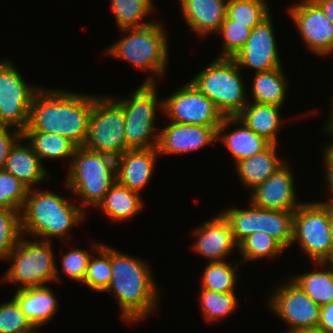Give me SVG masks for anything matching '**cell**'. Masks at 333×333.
Here are the masks:
<instances>
[{
    "label": "cell",
    "instance_id": "6da1fadb",
    "mask_svg": "<svg viewBox=\"0 0 333 333\" xmlns=\"http://www.w3.org/2000/svg\"><path fill=\"white\" fill-rule=\"evenodd\" d=\"M94 95L41 88L35 93L27 127L68 138L77 147L86 142Z\"/></svg>",
    "mask_w": 333,
    "mask_h": 333
},
{
    "label": "cell",
    "instance_id": "7a4b0ae2",
    "mask_svg": "<svg viewBox=\"0 0 333 333\" xmlns=\"http://www.w3.org/2000/svg\"><path fill=\"white\" fill-rule=\"evenodd\" d=\"M146 262L111 248V281L106 291L114 292L121 318L128 323L144 321L159 302V289Z\"/></svg>",
    "mask_w": 333,
    "mask_h": 333
},
{
    "label": "cell",
    "instance_id": "3957f363",
    "mask_svg": "<svg viewBox=\"0 0 333 333\" xmlns=\"http://www.w3.org/2000/svg\"><path fill=\"white\" fill-rule=\"evenodd\" d=\"M52 191L29 189L21 213L22 234L42 241L71 238V229L83 221L85 211Z\"/></svg>",
    "mask_w": 333,
    "mask_h": 333
},
{
    "label": "cell",
    "instance_id": "277c9868",
    "mask_svg": "<svg viewBox=\"0 0 333 333\" xmlns=\"http://www.w3.org/2000/svg\"><path fill=\"white\" fill-rule=\"evenodd\" d=\"M123 35L111 47L105 49L106 55L131 62L133 66L150 71L143 83H157V78L165 77L169 46L166 30L160 22L143 27L120 29ZM129 32V33H128Z\"/></svg>",
    "mask_w": 333,
    "mask_h": 333
},
{
    "label": "cell",
    "instance_id": "5b68a950",
    "mask_svg": "<svg viewBox=\"0 0 333 333\" xmlns=\"http://www.w3.org/2000/svg\"><path fill=\"white\" fill-rule=\"evenodd\" d=\"M65 185L81 200V207L96 206L116 179V158L84 146L75 149L69 162Z\"/></svg>",
    "mask_w": 333,
    "mask_h": 333
},
{
    "label": "cell",
    "instance_id": "8992f818",
    "mask_svg": "<svg viewBox=\"0 0 333 333\" xmlns=\"http://www.w3.org/2000/svg\"><path fill=\"white\" fill-rule=\"evenodd\" d=\"M241 70L232 58L217 57L190 82L224 117H237L249 102Z\"/></svg>",
    "mask_w": 333,
    "mask_h": 333
},
{
    "label": "cell",
    "instance_id": "52a82bcc",
    "mask_svg": "<svg viewBox=\"0 0 333 333\" xmlns=\"http://www.w3.org/2000/svg\"><path fill=\"white\" fill-rule=\"evenodd\" d=\"M52 242L22 238L5 260L12 262L3 281L15 283L18 289L46 286L44 283L58 281Z\"/></svg>",
    "mask_w": 333,
    "mask_h": 333
},
{
    "label": "cell",
    "instance_id": "ba28073f",
    "mask_svg": "<svg viewBox=\"0 0 333 333\" xmlns=\"http://www.w3.org/2000/svg\"><path fill=\"white\" fill-rule=\"evenodd\" d=\"M156 83H142L135 93L125 100L113 99L122 107L125 117V145L127 150L150 149L158 145L159 132L155 133L156 110H163V100L157 99ZM161 107V108H160Z\"/></svg>",
    "mask_w": 333,
    "mask_h": 333
},
{
    "label": "cell",
    "instance_id": "9c48e42d",
    "mask_svg": "<svg viewBox=\"0 0 333 333\" xmlns=\"http://www.w3.org/2000/svg\"><path fill=\"white\" fill-rule=\"evenodd\" d=\"M248 203L247 209L236 207L221 211L230 224L237 244L251 234L265 232L286 250L292 246L294 211L262 209Z\"/></svg>",
    "mask_w": 333,
    "mask_h": 333
},
{
    "label": "cell",
    "instance_id": "30bf717a",
    "mask_svg": "<svg viewBox=\"0 0 333 333\" xmlns=\"http://www.w3.org/2000/svg\"><path fill=\"white\" fill-rule=\"evenodd\" d=\"M124 131L125 117L122 107L108 95H94L88 135L83 146L90 151L117 158L127 150Z\"/></svg>",
    "mask_w": 333,
    "mask_h": 333
},
{
    "label": "cell",
    "instance_id": "8fae6325",
    "mask_svg": "<svg viewBox=\"0 0 333 333\" xmlns=\"http://www.w3.org/2000/svg\"><path fill=\"white\" fill-rule=\"evenodd\" d=\"M313 263L326 262L332 254L329 206L319 202L302 203L294 211L293 241Z\"/></svg>",
    "mask_w": 333,
    "mask_h": 333
},
{
    "label": "cell",
    "instance_id": "7c38bea8",
    "mask_svg": "<svg viewBox=\"0 0 333 333\" xmlns=\"http://www.w3.org/2000/svg\"><path fill=\"white\" fill-rule=\"evenodd\" d=\"M25 83L10 60L0 61V124L22 132L28 125L35 93L40 89Z\"/></svg>",
    "mask_w": 333,
    "mask_h": 333
},
{
    "label": "cell",
    "instance_id": "4fadbf2b",
    "mask_svg": "<svg viewBox=\"0 0 333 333\" xmlns=\"http://www.w3.org/2000/svg\"><path fill=\"white\" fill-rule=\"evenodd\" d=\"M163 100V112L171 122L220 126L224 116L190 81Z\"/></svg>",
    "mask_w": 333,
    "mask_h": 333
},
{
    "label": "cell",
    "instance_id": "5bb4252c",
    "mask_svg": "<svg viewBox=\"0 0 333 333\" xmlns=\"http://www.w3.org/2000/svg\"><path fill=\"white\" fill-rule=\"evenodd\" d=\"M279 285L270 294L268 308L285 321L288 331L318 327L321 307L316 304L293 280Z\"/></svg>",
    "mask_w": 333,
    "mask_h": 333
},
{
    "label": "cell",
    "instance_id": "9a60e30c",
    "mask_svg": "<svg viewBox=\"0 0 333 333\" xmlns=\"http://www.w3.org/2000/svg\"><path fill=\"white\" fill-rule=\"evenodd\" d=\"M306 47L315 54L333 53V24L314 0H300L288 9Z\"/></svg>",
    "mask_w": 333,
    "mask_h": 333
},
{
    "label": "cell",
    "instance_id": "2e32d148",
    "mask_svg": "<svg viewBox=\"0 0 333 333\" xmlns=\"http://www.w3.org/2000/svg\"><path fill=\"white\" fill-rule=\"evenodd\" d=\"M271 16L251 29L245 46L232 57L239 68H253L257 73L282 67Z\"/></svg>",
    "mask_w": 333,
    "mask_h": 333
},
{
    "label": "cell",
    "instance_id": "e0dca14e",
    "mask_svg": "<svg viewBox=\"0 0 333 333\" xmlns=\"http://www.w3.org/2000/svg\"><path fill=\"white\" fill-rule=\"evenodd\" d=\"M295 178L285 160L271 176L251 190V202L262 209L295 211L302 203L296 198Z\"/></svg>",
    "mask_w": 333,
    "mask_h": 333
},
{
    "label": "cell",
    "instance_id": "ac0fdd59",
    "mask_svg": "<svg viewBox=\"0 0 333 333\" xmlns=\"http://www.w3.org/2000/svg\"><path fill=\"white\" fill-rule=\"evenodd\" d=\"M219 126H201L171 122L158 135L159 155L184 154L212 145Z\"/></svg>",
    "mask_w": 333,
    "mask_h": 333
},
{
    "label": "cell",
    "instance_id": "d6986e66",
    "mask_svg": "<svg viewBox=\"0 0 333 333\" xmlns=\"http://www.w3.org/2000/svg\"><path fill=\"white\" fill-rule=\"evenodd\" d=\"M215 216L193 231L197 235L193 250L208 262L224 261L233 249L238 248L228 220L221 212Z\"/></svg>",
    "mask_w": 333,
    "mask_h": 333
},
{
    "label": "cell",
    "instance_id": "ffe728a7",
    "mask_svg": "<svg viewBox=\"0 0 333 333\" xmlns=\"http://www.w3.org/2000/svg\"><path fill=\"white\" fill-rule=\"evenodd\" d=\"M157 156H159L157 147L126 150L116 158L117 181L140 194L152 177Z\"/></svg>",
    "mask_w": 333,
    "mask_h": 333
},
{
    "label": "cell",
    "instance_id": "44dd1931",
    "mask_svg": "<svg viewBox=\"0 0 333 333\" xmlns=\"http://www.w3.org/2000/svg\"><path fill=\"white\" fill-rule=\"evenodd\" d=\"M228 0H180L181 12L198 37L217 33L226 18Z\"/></svg>",
    "mask_w": 333,
    "mask_h": 333
},
{
    "label": "cell",
    "instance_id": "7402d4cb",
    "mask_svg": "<svg viewBox=\"0 0 333 333\" xmlns=\"http://www.w3.org/2000/svg\"><path fill=\"white\" fill-rule=\"evenodd\" d=\"M230 124L239 127L227 134L225 131ZM217 139H220L227 146L235 164L257 155L271 144L264 137L256 134L238 117H224L217 129Z\"/></svg>",
    "mask_w": 333,
    "mask_h": 333
},
{
    "label": "cell",
    "instance_id": "603a6c76",
    "mask_svg": "<svg viewBox=\"0 0 333 333\" xmlns=\"http://www.w3.org/2000/svg\"><path fill=\"white\" fill-rule=\"evenodd\" d=\"M21 140L24 138L20 137L12 146L3 170L14 175L28 189H34V185L42 184L45 180L49 181L50 176L30 144L24 145Z\"/></svg>",
    "mask_w": 333,
    "mask_h": 333
},
{
    "label": "cell",
    "instance_id": "cb8c5ba5",
    "mask_svg": "<svg viewBox=\"0 0 333 333\" xmlns=\"http://www.w3.org/2000/svg\"><path fill=\"white\" fill-rule=\"evenodd\" d=\"M14 298L31 324L37 329L57 313L58 300L49 286L17 289Z\"/></svg>",
    "mask_w": 333,
    "mask_h": 333
},
{
    "label": "cell",
    "instance_id": "d4e9b609",
    "mask_svg": "<svg viewBox=\"0 0 333 333\" xmlns=\"http://www.w3.org/2000/svg\"><path fill=\"white\" fill-rule=\"evenodd\" d=\"M277 144H270L265 150L235 164V170L243 187L249 190L265 182L284 161L277 154Z\"/></svg>",
    "mask_w": 333,
    "mask_h": 333
},
{
    "label": "cell",
    "instance_id": "484cf974",
    "mask_svg": "<svg viewBox=\"0 0 333 333\" xmlns=\"http://www.w3.org/2000/svg\"><path fill=\"white\" fill-rule=\"evenodd\" d=\"M112 221H125L139 214L144 207L141 194L116 181L96 206Z\"/></svg>",
    "mask_w": 333,
    "mask_h": 333
},
{
    "label": "cell",
    "instance_id": "4316f807",
    "mask_svg": "<svg viewBox=\"0 0 333 333\" xmlns=\"http://www.w3.org/2000/svg\"><path fill=\"white\" fill-rule=\"evenodd\" d=\"M281 108L255 102L251 104L249 101L237 117L256 134L264 137L271 144H277L278 129H281L283 123L280 117Z\"/></svg>",
    "mask_w": 333,
    "mask_h": 333
},
{
    "label": "cell",
    "instance_id": "83f0119b",
    "mask_svg": "<svg viewBox=\"0 0 333 333\" xmlns=\"http://www.w3.org/2000/svg\"><path fill=\"white\" fill-rule=\"evenodd\" d=\"M285 76L283 67L255 73L251 88L253 101L282 107L289 86Z\"/></svg>",
    "mask_w": 333,
    "mask_h": 333
},
{
    "label": "cell",
    "instance_id": "f1b7e54d",
    "mask_svg": "<svg viewBox=\"0 0 333 333\" xmlns=\"http://www.w3.org/2000/svg\"><path fill=\"white\" fill-rule=\"evenodd\" d=\"M22 137L29 140V144L34 153L41 160L43 159H70L74 155L77 146L68 138L58 134L39 132V131H22Z\"/></svg>",
    "mask_w": 333,
    "mask_h": 333
},
{
    "label": "cell",
    "instance_id": "f546056e",
    "mask_svg": "<svg viewBox=\"0 0 333 333\" xmlns=\"http://www.w3.org/2000/svg\"><path fill=\"white\" fill-rule=\"evenodd\" d=\"M318 266L325 267L312 272L294 276L292 280L320 307L333 302V271L326 262H317ZM327 269V270H326Z\"/></svg>",
    "mask_w": 333,
    "mask_h": 333
},
{
    "label": "cell",
    "instance_id": "4dcf8cb0",
    "mask_svg": "<svg viewBox=\"0 0 333 333\" xmlns=\"http://www.w3.org/2000/svg\"><path fill=\"white\" fill-rule=\"evenodd\" d=\"M110 8L119 29L143 27L153 23L143 20L154 12L153 0H111Z\"/></svg>",
    "mask_w": 333,
    "mask_h": 333
},
{
    "label": "cell",
    "instance_id": "1f68e13d",
    "mask_svg": "<svg viewBox=\"0 0 333 333\" xmlns=\"http://www.w3.org/2000/svg\"><path fill=\"white\" fill-rule=\"evenodd\" d=\"M92 249L97 251L98 257L96 258L94 254L90 256L86 275L81 284H86L92 291L104 293L111 281V247L102 243H93Z\"/></svg>",
    "mask_w": 333,
    "mask_h": 333
},
{
    "label": "cell",
    "instance_id": "d6a6232c",
    "mask_svg": "<svg viewBox=\"0 0 333 333\" xmlns=\"http://www.w3.org/2000/svg\"><path fill=\"white\" fill-rule=\"evenodd\" d=\"M202 275L201 289L219 293L235 292L239 264L231 266L225 261L207 262Z\"/></svg>",
    "mask_w": 333,
    "mask_h": 333
},
{
    "label": "cell",
    "instance_id": "836d02e7",
    "mask_svg": "<svg viewBox=\"0 0 333 333\" xmlns=\"http://www.w3.org/2000/svg\"><path fill=\"white\" fill-rule=\"evenodd\" d=\"M201 313L206 321H218L231 315L238 308L236 292L219 293L212 290H200Z\"/></svg>",
    "mask_w": 333,
    "mask_h": 333
},
{
    "label": "cell",
    "instance_id": "e575fe53",
    "mask_svg": "<svg viewBox=\"0 0 333 333\" xmlns=\"http://www.w3.org/2000/svg\"><path fill=\"white\" fill-rule=\"evenodd\" d=\"M265 0H228L226 15L233 24L253 28L270 14Z\"/></svg>",
    "mask_w": 333,
    "mask_h": 333
},
{
    "label": "cell",
    "instance_id": "d590c367",
    "mask_svg": "<svg viewBox=\"0 0 333 333\" xmlns=\"http://www.w3.org/2000/svg\"><path fill=\"white\" fill-rule=\"evenodd\" d=\"M238 253L243 260H259L261 258H276L286 250L277 240L265 232H256L247 236L238 244Z\"/></svg>",
    "mask_w": 333,
    "mask_h": 333
},
{
    "label": "cell",
    "instance_id": "8d00e7d4",
    "mask_svg": "<svg viewBox=\"0 0 333 333\" xmlns=\"http://www.w3.org/2000/svg\"><path fill=\"white\" fill-rule=\"evenodd\" d=\"M20 210L0 207V260H5L22 237Z\"/></svg>",
    "mask_w": 333,
    "mask_h": 333
},
{
    "label": "cell",
    "instance_id": "74e56055",
    "mask_svg": "<svg viewBox=\"0 0 333 333\" xmlns=\"http://www.w3.org/2000/svg\"><path fill=\"white\" fill-rule=\"evenodd\" d=\"M218 33L223 39V51L218 57L232 58L245 46V43L250 36L251 28L241 24H233V20L226 15L217 34Z\"/></svg>",
    "mask_w": 333,
    "mask_h": 333
},
{
    "label": "cell",
    "instance_id": "f35d334b",
    "mask_svg": "<svg viewBox=\"0 0 333 333\" xmlns=\"http://www.w3.org/2000/svg\"><path fill=\"white\" fill-rule=\"evenodd\" d=\"M35 330L14 297L0 304V333H33Z\"/></svg>",
    "mask_w": 333,
    "mask_h": 333
},
{
    "label": "cell",
    "instance_id": "ab89813d",
    "mask_svg": "<svg viewBox=\"0 0 333 333\" xmlns=\"http://www.w3.org/2000/svg\"><path fill=\"white\" fill-rule=\"evenodd\" d=\"M28 190L14 175L0 170V207L21 211Z\"/></svg>",
    "mask_w": 333,
    "mask_h": 333
},
{
    "label": "cell",
    "instance_id": "60d3db41",
    "mask_svg": "<svg viewBox=\"0 0 333 333\" xmlns=\"http://www.w3.org/2000/svg\"><path fill=\"white\" fill-rule=\"evenodd\" d=\"M61 271L66 274L71 280L83 283L86 275L88 261L92 254L87 250H81L78 248L72 249L65 254L61 253Z\"/></svg>",
    "mask_w": 333,
    "mask_h": 333
},
{
    "label": "cell",
    "instance_id": "b9f144b4",
    "mask_svg": "<svg viewBox=\"0 0 333 333\" xmlns=\"http://www.w3.org/2000/svg\"><path fill=\"white\" fill-rule=\"evenodd\" d=\"M12 127L0 124V170L3 169L5 160L10 152L14 143L22 137V132L14 129L11 132Z\"/></svg>",
    "mask_w": 333,
    "mask_h": 333
},
{
    "label": "cell",
    "instance_id": "7bdbcfd3",
    "mask_svg": "<svg viewBox=\"0 0 333 333\" xmlns=\"http://www.w3.org/2000/svg\"><path fill=\"white\" fill-rule=\"evenodd\" d=\"M318 326L325 333H333V302L321 307Z\"/></svg>",
    "mask_w": 333,
    "mask_h": 333
},
{
    "label": "cell",
    "instance_id": "ee69618b",
    "mask_svg": "<svg viewBox=\"0 0 333 333\" xmlns=\"http://www.w3.org/2000/svg\"><path fill=\"white\" fill-rule=\"evenodd\" d=\"M325 166V178H326V185H328L329 200L326 202H319L325 206H333V161H323Z\"/></svg>",
    "mask_w": 333,
    "mask_h": 333
},
{
    "label": "cell",
    "instance_id": "f6af8a7d",
    "mask_svg": "<svg viewBox=\"0 0 333 333\" xmlns=\"http://www.w3.org/2000/svg\"><path fill=\"white\" fill-rule=\"evenodd\" d=\"M333 24V0H314Z\"/></svg>",
    "mask_w": 333,
    "mask_h": 333
},
{
    "label": "cell",
    "instance_id": "bcb514c9",
    "mask_svg": "<svg viewBox=\"0 0 333 333\" xmlns=\"http://www.w3.org/2000/svg\"><path fill=\"white\" fill-rule=\"evenodd\" d=\"M325 131L327 134H330L331 136L333 135V128L326 123ZM323 159L324 161H333V141L329 144L326 145V147L323 149Z\"/></svg>",
    "mask_w": 333,
    "mask_h": 333
},
{
    "label": "cell",
    "instance_id": "7dc6e473",
    "mask_svg": "<svg viewBox=\"0 0 333 333\" xmlns=\"http://www.w3.org/2000/svg\"><path fill=\"white\" fill-rule=\"evenodd\" d=\"M283 333H325L319 326L293 329Z\"/></svg>",
    "mask_w": 333,
    "mask_h": 333
},
{
    "label": "cell",
    "instance_id": "c3c4849f",
    "mask_svg": "<svg viewBox=\"0 0 333 333\" xmlns=\"http://www.w3.org/2000/svg\"><path fill=\"white\" fill-rule=\"evenodd\" d=\"M329 228H330V238L333 251V206H329Z\"/></svg>",
    "mask_w": 333,
    "mask_h": 333
},
{
    "label": "cell",
    "instance_id": "681fc988",
    "mask_svg": "<svg viewBox=\"0 0 333 333\" xmlns=\"http://www.w3.org/2000/svg\"><path fill=\"white\" fill-rule=\"evenodd\" d=\"M328 124L333 128V96H332V110L330 112L329 118H328Z\"/></svg>",
    "mask_w": 333,
    "mask_h": 333
},
{
    "label": "cell",
    "instance_id": "f907efd6",
    "mask_svg": "<svg viewBox=\"0 0 333 333\" xmlns=\"http://www.w3.org/2000/svg\"><path fill=\"white\" fill-rule=\"evenodd\" d=\"M326 263L331 267V269L333 271V251H332V254L329 257V259L326 261Z\"/></svg>",
    "mask_w": 333,
    "mask_h": 333
}]
</instances>
